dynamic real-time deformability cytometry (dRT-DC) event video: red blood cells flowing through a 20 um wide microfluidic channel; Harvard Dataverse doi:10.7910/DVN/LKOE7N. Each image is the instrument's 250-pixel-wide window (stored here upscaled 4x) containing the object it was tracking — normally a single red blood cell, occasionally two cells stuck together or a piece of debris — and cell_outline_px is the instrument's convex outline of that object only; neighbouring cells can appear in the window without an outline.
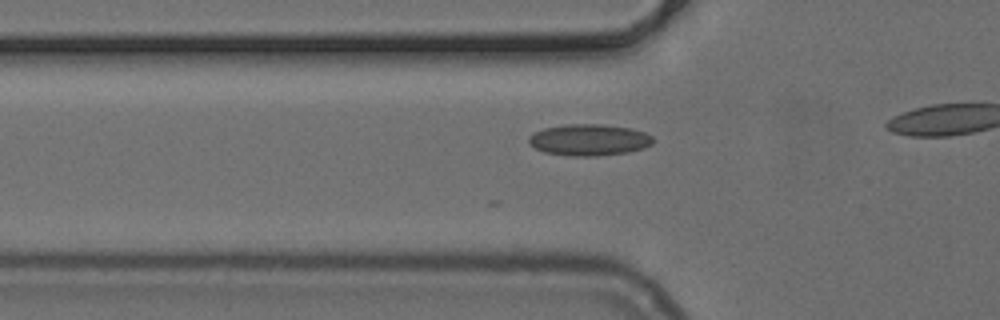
{"species": "common noctule bat (a hibernating species)", "species_latin": "Nyctalus noctula", "temperature_condition": "cold", "stored_images_in_passage": 7, "camera_frame_rate_fps": 3000, "um_per_image_px": 0.085, "animal": {"sex": "female", "body_mass_g": 24.6, "forearm_length_mm": 56.2}, "frame": {"image": 1, "passage_image": 2, "time_ms": 0.333, "image_size_px": [1000, 320], "cell_outline_px": [[656, 140], [652, 144], [644, 148], [628, 152], [596, 156], [568, 156], [544, 152], [536, 148], [528, 140], [528, 136], [544, 128], [568, 124], [600, 124], [632, 128], [644, 132], [652, 136]], "centroid_in_image_um": [50.11, 11.89], "position_along_channel_um": 75.7, "area_um2": 22.83}}
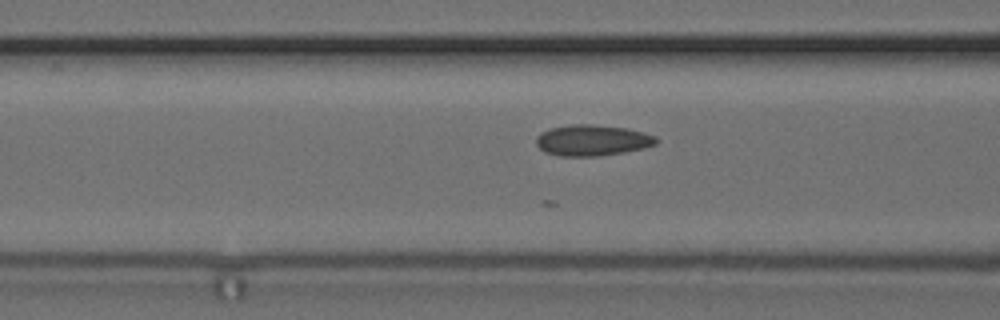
{"frame": {"image": 2, "passage_image": 5, "time_ms": 1.333, "image_size_px": [1000, 320], "cell_outline_px": [[660, 140], [656, 144], [644, 148], [624, 152], [600, 156], [560, 156], [544, 152], [536, 144], [536, 136], [540, 132], [552, 128], [572, 124], [592, 124], [628, 128], [656, 136]], "centroid_in_image_um": [50.35, 11.92], "position_along_channel_um": 116.2, "area_um2": 21.85}}